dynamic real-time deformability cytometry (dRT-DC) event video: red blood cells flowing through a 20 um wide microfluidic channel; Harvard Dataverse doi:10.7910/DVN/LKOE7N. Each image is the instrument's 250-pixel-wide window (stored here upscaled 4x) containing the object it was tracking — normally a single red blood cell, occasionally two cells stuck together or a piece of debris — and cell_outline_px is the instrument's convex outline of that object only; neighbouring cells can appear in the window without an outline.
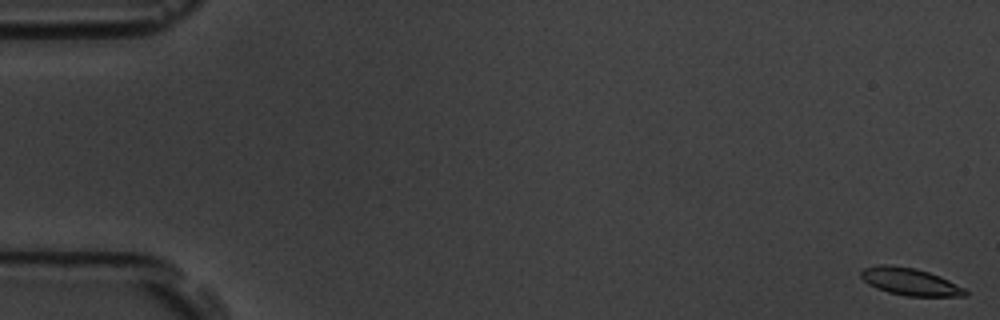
{"species": "common noctule bat (a hibernating species)", "species_latin": "Nyctalus noctula", "temperature_condition": "room temperature", "stored_images_in_passage": 5, "camera_frame_rate_fps": 3000, "um_per_image_px": 0.085, "animal": {"sex": "male", "body_mass_g": 19.5, "forearm_length_mm": 54.6}, "frame": {"image": 1, "passage_image": 1, "time_ms": 0.0, "image_size_px": [1000, 320], "cell_outline_px": [[968, 296], [904, 296], [888, 292], [876, 288], [868, 284], [860, 276], [860, 272], [864, 268], [880, 264], [884, 264], [916, 268], [940, 276], [964, 288], [968, 292]], "centroid_in_image_um": [77.34, 23.94], "position_along_channel_um": 7.7, "area_um2": 16.59}}
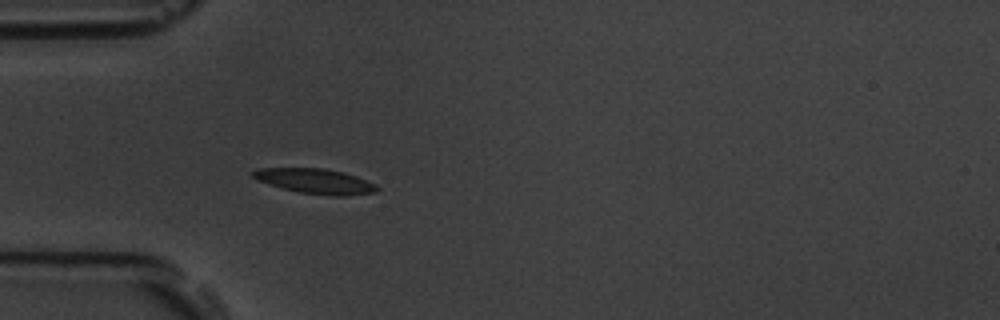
{"frame": {"image": 2, "passage_image": 5, "time_ms": 5.667, "image_size_px": [1000, 320], "cell_outline_px": [[380, 188], [376, 192], [344, 196], [332, 196], [300, 192], [268, 184], [256, 180], [252, 176], [252, 172], [256, 168], [324, 168], [344, 172], [356, 176], [376, 184]], "centroid_in_image_um": [26.81, 15.39], "position_along_channel_um": 58.2, "area_um2": 18.09}}